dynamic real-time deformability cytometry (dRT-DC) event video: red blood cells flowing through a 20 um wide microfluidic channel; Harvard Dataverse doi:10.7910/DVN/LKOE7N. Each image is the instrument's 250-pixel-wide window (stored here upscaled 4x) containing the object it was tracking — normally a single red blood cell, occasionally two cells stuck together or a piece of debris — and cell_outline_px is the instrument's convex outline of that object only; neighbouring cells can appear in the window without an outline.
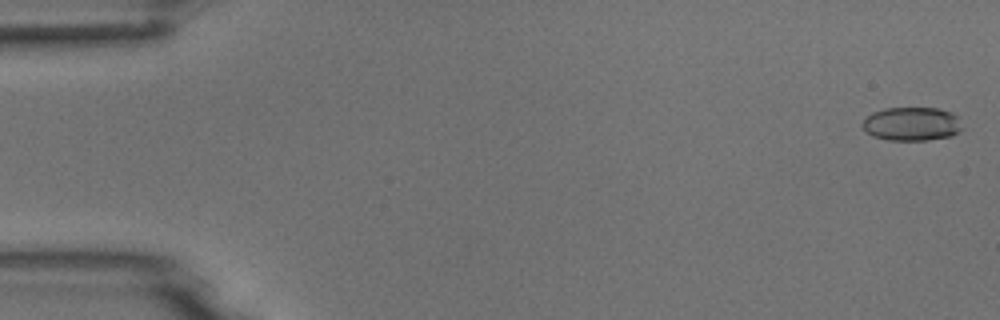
{"species": "common noctule bat (a hibernating species)", "species_latin": "Nyctalus noctula", "temperature_condition": "room temperature", "stored_images_in_passage": 5, "camera_frame_rate_fps": 3000, "um_per_image_px": 0.085, "animal": {"sex": "male", "body_mass_g": 18.8}, "frame": {"image": 1, "passage_image": 1, "time_ms": 0.0, "image_size_px": [1000, 320], "cell_outline_px": [[964, 128], [960, 132], [952, 136], [928, 140], [888, 140], [872, 136], [860, 124], [872, 112], [884, 108], [936, 108], [952, 112], [960, 116]], "centroid_in_image_um": [77.57, 10.53], "position_along_channel_um": 7.4, "area_um2": 19.94}}
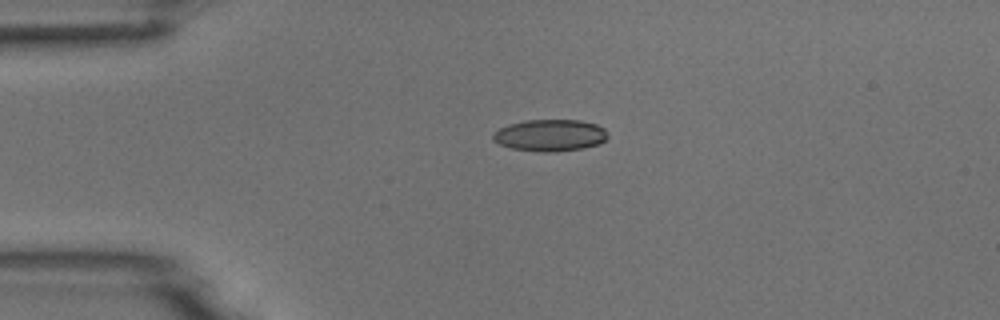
{"frame": {"image": 2, "passage_image": 4, "time_ms": 3.667, "image_size_px": [1000, 320], "cell_outline_px": [[608, 136], [600, 144], [580, 148], [556, 152], [544, 152], [512, 148], [500, 144], [492, 140], [492, 136], [500, 128], [508, 124], [524, 120], [580, 120], [596, 124], [604, 128]], "centroid_in_image_um": [46.76, 11.49], "position_along_channel_um": 38.2, "area_um2": 21.15}}